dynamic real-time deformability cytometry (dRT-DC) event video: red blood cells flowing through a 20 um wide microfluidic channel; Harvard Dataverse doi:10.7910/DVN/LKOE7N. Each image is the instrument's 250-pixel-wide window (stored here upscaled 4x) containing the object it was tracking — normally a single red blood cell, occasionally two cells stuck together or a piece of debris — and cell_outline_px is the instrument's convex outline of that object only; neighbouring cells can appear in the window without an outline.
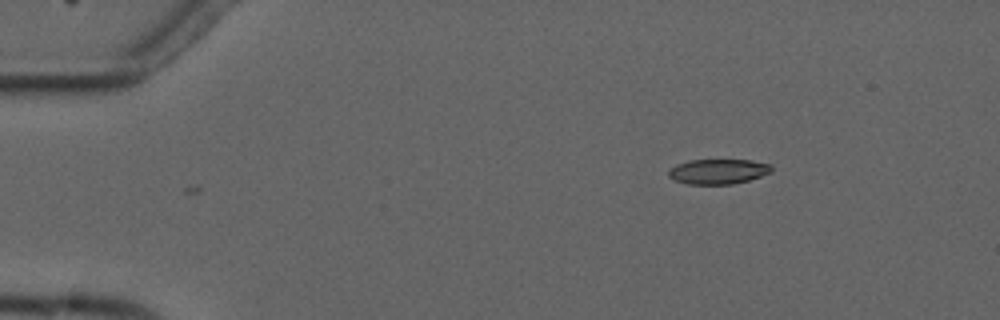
{"species": "common noctule bat (a hibernating species)", "species_latin": "Nyctalus noctula", "temperature_condition": "cold", "stored_images_in_passage": 4, "camera_frame_rate_fps": 3000, "um_per_image_px": 0.085, "animal": {"sex": "male", "forearm_length_mm": 52.5}, "frame": {"image": 1, "passage_image": 2, "time_ms": 1.0, "image_size_px": [1000, 320], "cell_outline_px": [[772, 172], [748, 180], [732, 184], [688, 184], [672, 180], [668, 176], [668, 172], [676, 164], [688, 160], [752, 160], [772, 164]], "centroid_in_image_um": [61.04, 14.57], "position_along_channel_um": 24.0, "area_um2": 15.09}}